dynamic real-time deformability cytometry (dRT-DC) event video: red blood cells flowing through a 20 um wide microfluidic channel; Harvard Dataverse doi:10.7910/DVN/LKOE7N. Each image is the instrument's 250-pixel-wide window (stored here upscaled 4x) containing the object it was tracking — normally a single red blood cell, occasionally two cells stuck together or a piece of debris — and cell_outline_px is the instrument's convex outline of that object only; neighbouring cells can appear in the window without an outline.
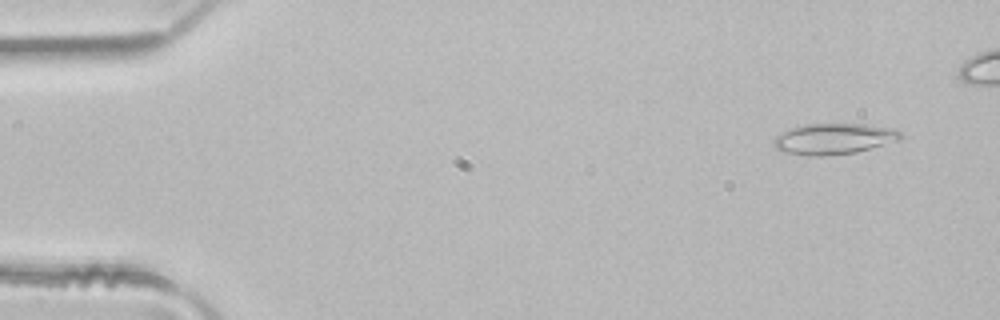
{"species": "common noctule bat (a hibernating species)", "species_latin": "Nyctalus noctula", "temperature_condition": "room temperature", "stored_images_in_passage": 45, "camera_frame_rate_fps": 3000, "um_per_image_px": 0.085, "animal": {"sex": "male", "body_mass_g": 21.5, "forearm_length_mm": 52.0}, "frame": {"image": 1, "passage_image": 4, "time_ms": 1.0, "image_size_px": [1000, 320], "cell_outline_px": [[904, 136], [900, 140], [856, 152], [824, 156], [808, 156], [780, 152], [772, 144], [772, 140], [776, 136], [788, 128], [804, 124], [864, 124], [892, 128], [900, 132]], "centroid_in_image_um": [70.82, 11.8], "position_along_channel_um": 14.2, "area_um2": 23.12}}
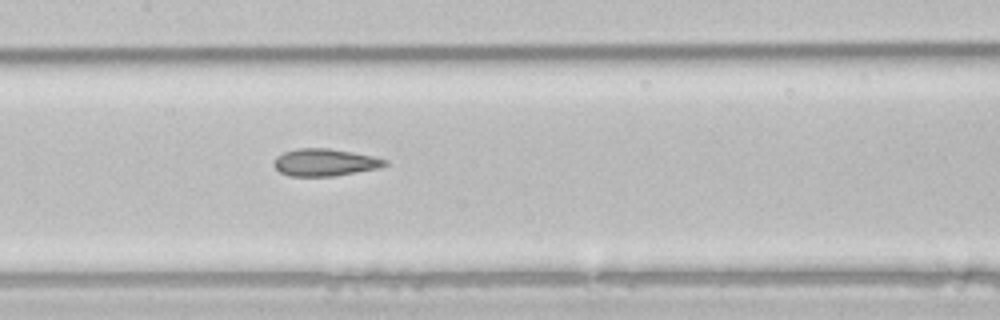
{"frame": {"image": 2, "passage_image": 24, "time_ms": 7.667, "image_size_px": [1000, 320], "cell_outline_px": [[388, 164], [376, 168], [332, 176], [288, 176], [280, 172], [272, 164], [276, 156], [284, 152], [296, 148], [328, 148], [352, 152], [372, 156], [388, 160]], "centroid_in_image_um": [27.55, 13.79], "position_along_channel_um": 179.8, "area_um2": 17.51}}
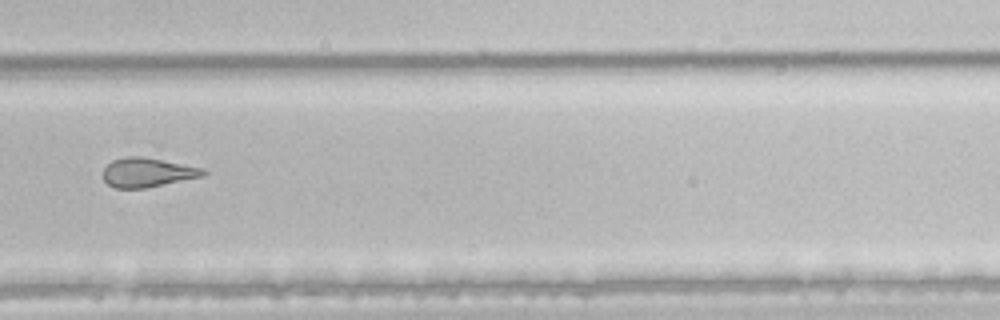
{"frame": {"image": 3, "passage_image": 34, "time_ms": 11.0, "image_size_px": [1000, 320], "cell_outline_px": [[208, 172], [204, 176], [144, 188], [116, 188], [108, 184], [100, 176], [104, 168], [112, 160], [128, 156], [140, 156], [204, 168]], "centroid_in_image_um": [12.51, 14.66], "position_along_channel_um": 317.3, "area_um2": 17.05}, "authors_computed_cell_mechanics": {"area_um2": 19.4786, "velocity_mm_per_s": 4.141, "shape_relaxation_time_tau1_ms": null, "shape_relaxation_time_tau2_ms": 2.6159, "deformation_change_tau1": null, "deformation_change_tau2": 0.1029}}